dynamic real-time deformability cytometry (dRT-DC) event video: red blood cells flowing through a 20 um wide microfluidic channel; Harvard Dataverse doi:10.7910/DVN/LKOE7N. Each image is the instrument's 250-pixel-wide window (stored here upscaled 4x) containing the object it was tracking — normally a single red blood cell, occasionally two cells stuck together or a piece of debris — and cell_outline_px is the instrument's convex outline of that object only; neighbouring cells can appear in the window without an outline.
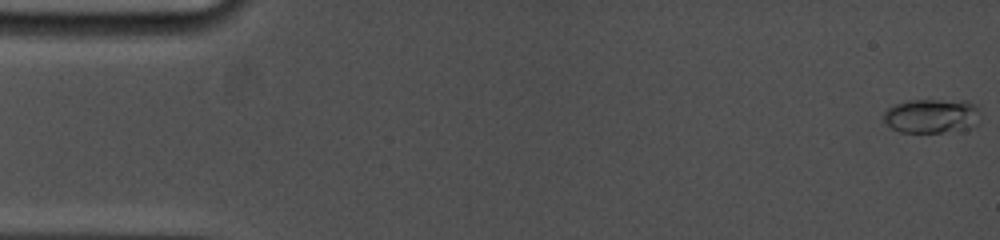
{"species": "common noctule bat (a hibernating species)", "species_latin": "Nyctalus noctula", "temperature_condition": "cold", "stored_images_in_passage": 69, "camera_frame_rate_fps": 5000, "um_per_image_px": 0.085, "animal": {"sex": "female", "body_mass_g": 19.0, "forearm_length_mm": 53.3}, "frame": {"image": 1, "passage_image": 1, "time_ms": 0.0, "image_size_px": [1000, 240], "cell_outline_px": [[976, 124], [972, 128], [940, 132], [900, 132], [892, 128], [884, 120], [884, 112], [888, 108], [896, 104], [908, 100], [964, 100], [976, 104]], "centroid_in_image_um": [79.16, 9.84], "position_along_channel_um": 5.8, "area_um2": 19.07}}
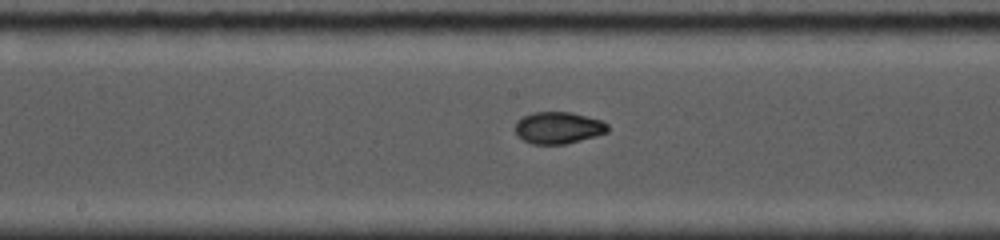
{"frame": {"image": 2, "passage_image": 32, "time_ms": 8.6, "image_size_px": [1000, 240], "cell_outline_px": [[608, 132], [596, 136], [564, 144], [532, 144], [516, 136], [516, 120], [532, 112], [572, 112], [604, 120], [608, 124]], "centroid_in_image_um": [47.47, 10.85], "position_along_channel_um": 200.7, "area_um2": 17.34}}
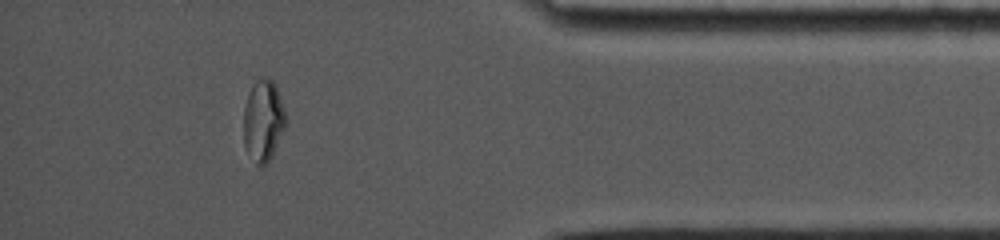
{"frame": {"image": 3, "passage_image": 60, "time_ms": 14.6, "image_size_px": [1000, 240], "cell_outline_px": [[288, 120], [272, 156], [264, 164], [256, 164], [244, 144], [244, 104], [248, 92], [252, 84], [256, 80], [264, 76], [268, 76], [276, 84]], "centroid_in_image_um": [22.39, 10.17], "position_along_channel_um": 412.8, "area_um2": 20.11}, "authors_computed_cell_mechanics": {"area_um2": 17.3978, "velocity_mm_per_s": 3.8512, "shape_relaxation_time_tau1_ms": 11.3343, "shape_relaxation_time_tau2_ms": 1.1073, "deformation_change_tau1": 0.2775, "deformation_change_tau2": 0.0424}}